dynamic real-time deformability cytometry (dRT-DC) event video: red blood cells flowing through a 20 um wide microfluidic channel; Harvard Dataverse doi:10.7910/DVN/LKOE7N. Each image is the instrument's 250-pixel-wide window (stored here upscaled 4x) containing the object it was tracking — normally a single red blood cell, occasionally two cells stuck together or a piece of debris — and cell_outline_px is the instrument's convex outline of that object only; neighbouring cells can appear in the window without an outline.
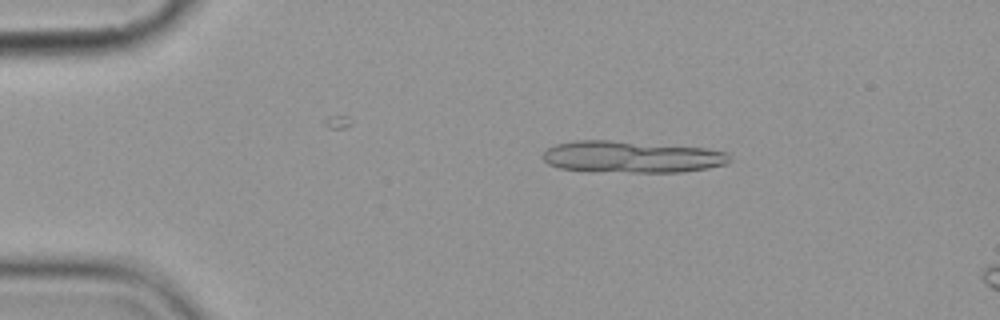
{"species": "common noctule bat (a hibernating species)", "species_latin": "Nyctalus noctula", "temperature_condition": "cold", "stored_images_in_passage": 4, "camera_frame_rate_fps": 3000, "um_per_image_px": 0.085, "animal": {"sex": "female", "body_mass_g": 19.9}, "frame": {"image": 1, "passage_image": 2, "time_ms": 1.333, "image_size_px": [1000, 320], "cell_outline_px": [[732, 160], [728, 164], [708, 168], [680, 172], [592, 172], [560, 168], [548, 164], [540, 156], [548, 148], [556, 144], [576, 140], [608, 140], [708, 148], [728, 152]], "centroid_in_image_um": [53.7, 13.34], "position_along_channel_um": 31.3, "area_um2": 35.03}}